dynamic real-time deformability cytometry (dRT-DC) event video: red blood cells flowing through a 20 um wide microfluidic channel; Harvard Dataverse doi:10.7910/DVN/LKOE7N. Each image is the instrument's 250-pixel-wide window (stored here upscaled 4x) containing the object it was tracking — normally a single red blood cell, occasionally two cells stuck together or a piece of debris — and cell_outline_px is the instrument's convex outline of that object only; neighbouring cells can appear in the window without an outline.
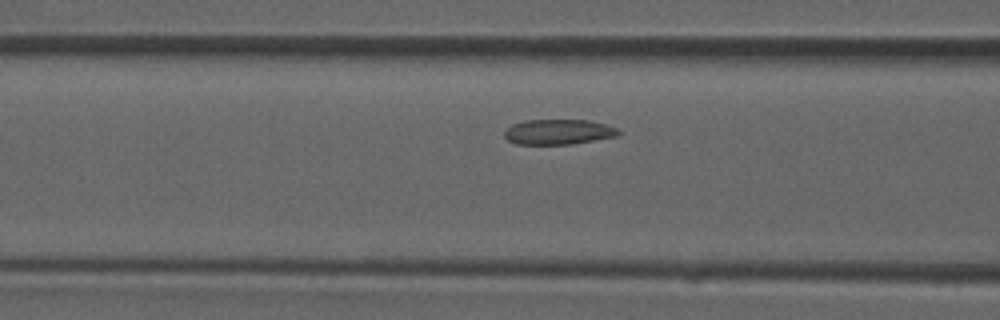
{"species": "common noctule bat (a hibernating species)", "species_latin": "Nyctalus noctula", "temperature_condition": "room temperature", "stored_images_in_passage": 6, "camera_frame_rate_fps": 3000, "um_per_image_px": 0.085, "animal": {"sex": "male", "forearm_length_mm": 52.5}, "frame": {"image": 1, "passage_image": 4, "time_ms": 1.0, "image_size_px": [1000, 320], "cell_outline_px": [[620, 136], [572, 144], [516, 144], [508, 140], [504, 136], [504, 132], [512, 124], [524, 120], [588, 120], [604, 124], [616, 128], [620, 132]], "centroid_in_image_um": [47.47, 11.21], "position_along_channel_um": 119.1, "area_um2": 16.76}}